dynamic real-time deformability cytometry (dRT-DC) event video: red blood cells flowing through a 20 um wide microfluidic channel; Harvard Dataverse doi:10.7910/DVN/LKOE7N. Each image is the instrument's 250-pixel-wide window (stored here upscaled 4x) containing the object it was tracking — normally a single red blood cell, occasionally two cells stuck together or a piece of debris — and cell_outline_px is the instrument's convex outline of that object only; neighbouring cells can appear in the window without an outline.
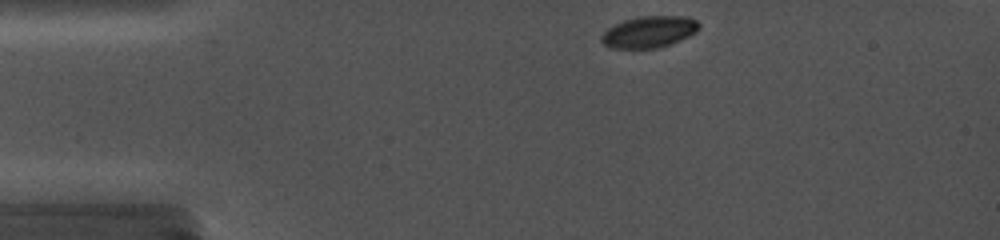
{"species": "common noctule bat (a hibernating species)", "species_latin": "Nyctalus noctula", "temperature_condition": "cold", "stored_images_in_passage": 35, "camera_frame_rate_fps": 5000, "um_per_image_px": 0.085, "animal": {"sex": "female", "body_mass_g": 19.0, "forearm_length_mm": 56.7}, "frame": {"image": 1, "passage_image": 1, "time_ms": 0.0, "image_size_px": [1000, 240], "cell_outline_px": [[700, 28], [696, 32], [672, 44], [656, 48], [612, 48], [604, 44], [600, 40], [600, 36], [608, 28], [624, 20], [640, 16], [688, 16], [696, 20], [700, 24]], "centroid_in_image_um": [55.19, 2.7], "position_along_channel_um": 29.8, "area_um2": 17.98}}
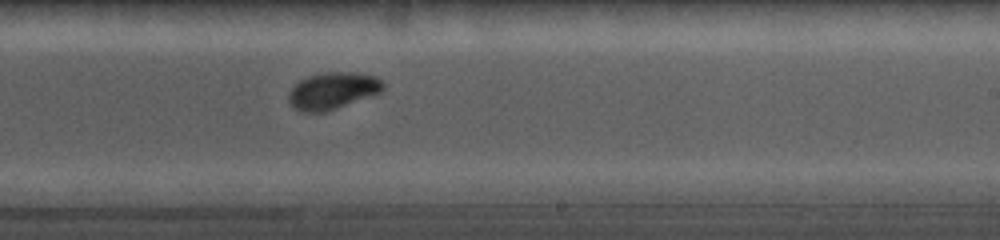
{"frame": {"image": 2, "passage_image": 23, "time_ms": 7.6, "image_size_px": [1000, 240], "cell_outline_px": [[384, 88], [380, 92], [336, 108], [324, 112], [304, 112], [296, 108], [288, 100], [288, 96], [292, 88], [300, 80], [308, 76], [324, 72], [356, 72], [376, 76], [384, 84]], "centroid_in_image_um": [28.28, 7.69], "position_along_channel_um": 260.7, "area_um2": 19.94}}
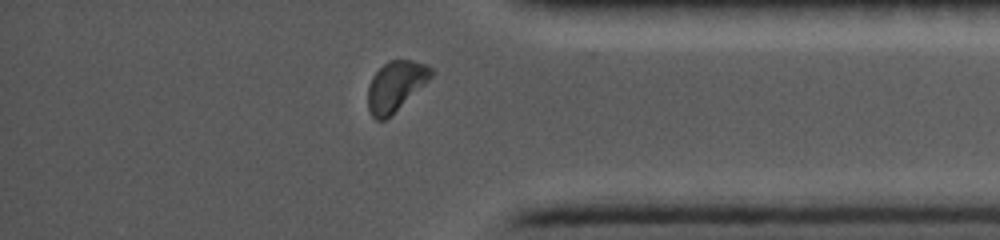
{"frame": {"image": 3, "passage_image": 32, "time_ms": 11.4, "image_size_px": [1000, 240], "cell_outline_px": [[432, 76], [424, 84], [384, 120], [376, 120], [372, 116], [368, 108], [368, 84], [372, 76], [388, 60], [412, 60], [428, 64], [432, 68]], "centroid_in_image_um": [33.6, 7.28], "position_along_channel_um": 401.6, "area_um2": 18.03}}